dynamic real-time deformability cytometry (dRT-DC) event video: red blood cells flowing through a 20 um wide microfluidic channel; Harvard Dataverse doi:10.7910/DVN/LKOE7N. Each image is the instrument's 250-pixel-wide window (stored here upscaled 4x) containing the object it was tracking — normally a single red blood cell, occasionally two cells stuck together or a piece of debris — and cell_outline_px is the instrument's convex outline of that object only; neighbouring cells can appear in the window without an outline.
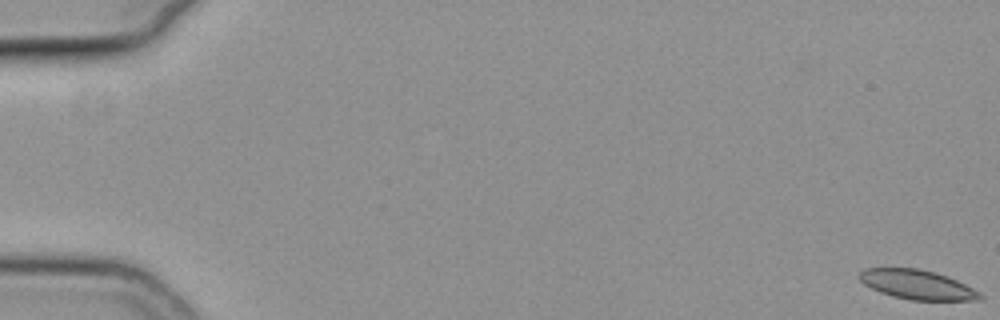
{"species": "common noctule bat (a hibernating species)", "species_latin": "Nyctalus noctula", "temperature_condition": "cold", "stored_images_in_passage": 8, "camera_frame_rate_fps": 3000, "um_per_image_px": 0.085, "animal": {"sex": "female", "body_mass_g": 19.3, "forearm_length_mm": 54.1}, "frame": {"image": 1, "passage_image": 1, "time_ms": 0.0, "image_size_px": [1000, 320], "cell_outline_px": [[984, 296], [976, 300], [908, 300], [892, 296], [880, 292], [864, 284], [860, 280], [860, 272], [864, 268], [916, 268], [936, 272], [948, 276], [980, 292]], "centroid_in_image_um": [77.96, 24.19], "position_along_channel_um": 7.0, "area_um2": 20.58}}